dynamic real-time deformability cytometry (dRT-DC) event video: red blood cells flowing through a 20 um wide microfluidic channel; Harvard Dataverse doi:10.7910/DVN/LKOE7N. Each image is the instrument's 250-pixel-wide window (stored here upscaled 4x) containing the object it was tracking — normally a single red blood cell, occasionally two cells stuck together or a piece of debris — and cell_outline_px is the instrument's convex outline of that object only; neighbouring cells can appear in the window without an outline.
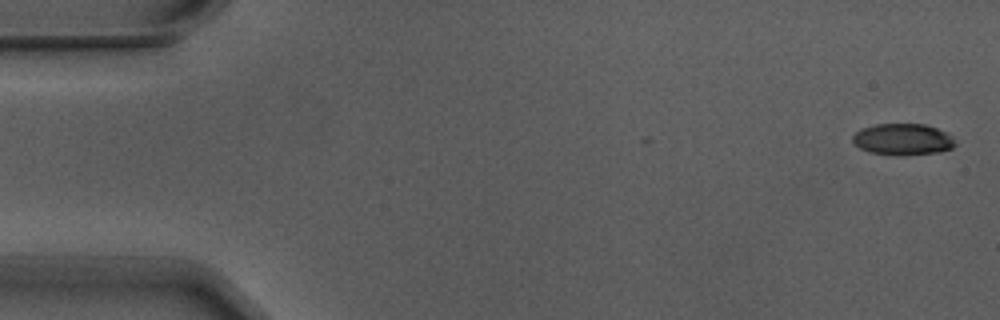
{"species": "Egyptian fruit bat (a non-hibernating species)", "species_latin": "Rousettus aegyptiacus", "temperature_condition": "warm", "stored_images_in_passage": 3, "camera_frame_rate_fps": 3000, "um_per_image_px": 0.085, "animal": {"sex": "male"}, "frame": {"image": 1, "passage_image": 1, "time_ms": 0.0, "image_size_px": [1000, 320], "cell_outline_px": [[956, 144], [952, 148], [940, 152], [900, 156], [872, 152], [860, 148], [852, 140], [852, 136], [860, 128], [876, 124], [924, 124], [948, 132], [952, 136]], "centroid_in_image_um": [76.76, 11.84], "position_along_channel_um": 8.2, "area_um2": 18.9}}